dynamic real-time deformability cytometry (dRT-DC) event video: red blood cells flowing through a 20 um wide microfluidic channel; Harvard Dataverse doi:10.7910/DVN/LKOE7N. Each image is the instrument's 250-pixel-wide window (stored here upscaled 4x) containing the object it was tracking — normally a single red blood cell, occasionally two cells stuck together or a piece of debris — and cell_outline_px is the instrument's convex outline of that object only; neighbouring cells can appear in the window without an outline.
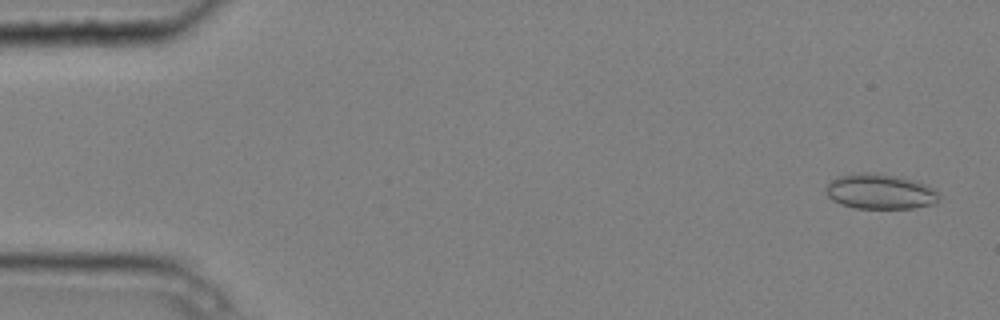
{"species": "common noctule bat (a hibernating species)", "species_latin": "Nyctalus noctula", "temperature_condition": "cold", "stored_images_in_passage": 4, "camera_frame_rate_fps": 3000, "um_per_image_px": 0.085, "animal": {"sex": "male", "body_mass_g": 20.4}, "frame": {"image": 1, "passage_image": 1, "time_ms": 0.0, "image_size_px": [1000, 320], "cell_outline_px": [[940, 196], [936, 204], [912, 208], [856, 208], [840, 204], [832, 200], [828, 196], [824, 188], [836, 176], [860, 172], [876, 172], [916, 180], [928, 184]], "centroid_in_image_um": [74.81, 16.27], "position_along_channel_um": 10.2, "area_um2": 23.47}}